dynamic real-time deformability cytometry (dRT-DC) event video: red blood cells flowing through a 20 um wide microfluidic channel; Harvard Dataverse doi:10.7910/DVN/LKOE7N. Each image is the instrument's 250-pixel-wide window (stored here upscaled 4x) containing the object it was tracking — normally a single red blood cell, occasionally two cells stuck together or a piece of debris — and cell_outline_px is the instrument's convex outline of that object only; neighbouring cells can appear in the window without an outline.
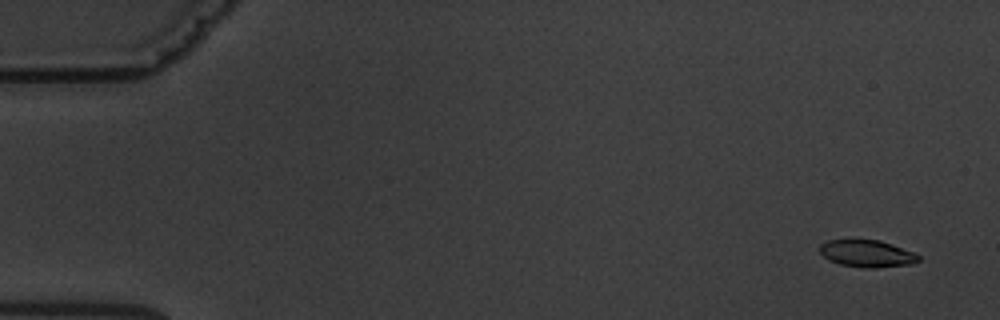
{"species": "common noctule bat (a hibernating species)", "species_latin": "Nyctalus noctula", "temperature_condition": "warm", "stored_images_in_passage": 6, "camera_frame_rate_fps": 3000, "um_per_image_px": 0.085, "animal": {"sex": "male", "body_mass_g": 19.5, "forearm_length_mm": 54.6}, "frame": {"image": 1, "passage_image": 1, "time_ms": 0.0, "image_size_px": [1000, 320], "cell_outline_px": [[920, 260], [916, 264], [876, 268], [864, 268], [840, 264], [828, 260], [820, 252], [820, 244], [828, 240], [880, 240], [892, 244], [912, 252], [920, 256]], "centroid_in_image_um": [73.72, 21.57], "position_along_channel_um": 11.3, "area_um2": 15.66}}